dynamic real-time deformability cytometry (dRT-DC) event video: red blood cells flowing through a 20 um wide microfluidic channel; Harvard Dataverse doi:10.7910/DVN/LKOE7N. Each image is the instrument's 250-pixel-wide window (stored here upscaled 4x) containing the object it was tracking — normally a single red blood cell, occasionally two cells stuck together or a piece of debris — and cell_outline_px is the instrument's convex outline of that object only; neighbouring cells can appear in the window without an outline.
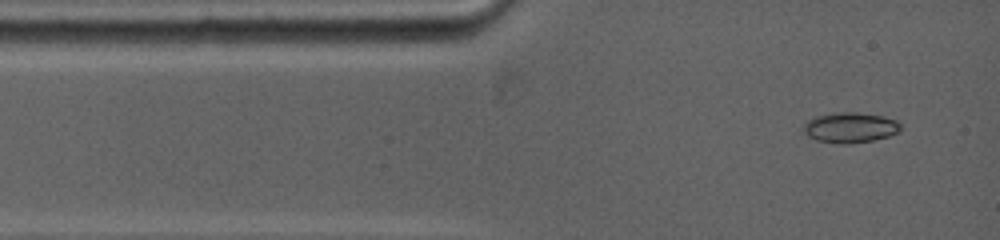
{"species": "common noctule bat (a hibernating species)", "species_latin": "Nyctalus noctula", "temperature_condition": "warm", "stored_images_in_passage": 11, "camera_frame_rate_fps": 5000, "um_per_image_px": 0.085, "animal": {"sex": "female", "body_mass_g": 19.0, "forearm_length_mm": 53.3}, "frame": {"image": 1, "passage_image": 1, "time_ms": 0.0, "image_size_px": [1000, 240], "cell_outline_px": [[900, 132], [888, 136], [872, 140], [848, 144], [844, 144], [816, 140], [808, 136], [800, 128], [808, 120], [816, 116], [836, 112], [856, 112], [880, 116], [896, 120], [900, 124]], "centroid_in_image_um": [72.23, 10.84], "position_along_channel_um": 12.8, "area_um2": 17.11}}
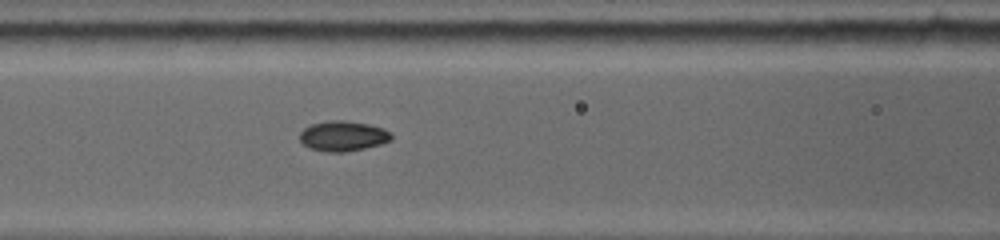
{"frame": {"image": 2, "passage_image": 5, "time_ms": 4.0, "image_size_px": [1000, 240], "cell_outline_px": [[392, 140], [380, 144], [364, 148], [344, 152], [324, 152], [308, 148], [300, 140], [300, 132], [304, 128], [312, 124], [332, 120], [344, 120], [368, 124], [384, 128], [392, 132]], "centroid_in_image_um": [29.17, 11.56], "position_along_channel_um": 137.4, "area_um2": 16.18}}
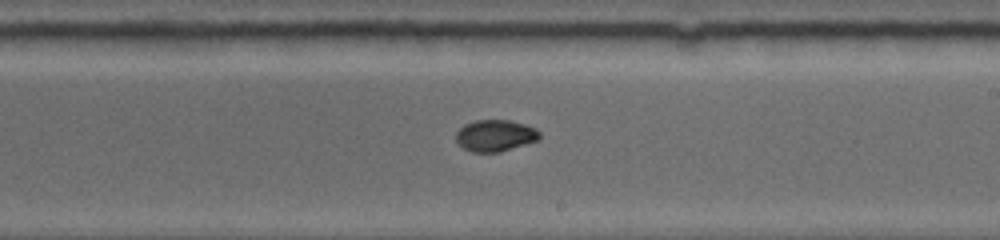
{"frame": {"image": 3, "passage_image": 10, "time_ms": 6.8, "image_size_px": [1000, 240], "cell_outline_px": [[540, 140], [500, 152], [472, 152], [464, 148], [456, 140], [456, 132], [464, 124], [476, 120], [508, 120], [524, 124], [536, 128], [540, 132]], "centroid_in_image_um": [42.12, 11.52], "position_along_channel_um": 246.9, "area_um2": 15.43}}